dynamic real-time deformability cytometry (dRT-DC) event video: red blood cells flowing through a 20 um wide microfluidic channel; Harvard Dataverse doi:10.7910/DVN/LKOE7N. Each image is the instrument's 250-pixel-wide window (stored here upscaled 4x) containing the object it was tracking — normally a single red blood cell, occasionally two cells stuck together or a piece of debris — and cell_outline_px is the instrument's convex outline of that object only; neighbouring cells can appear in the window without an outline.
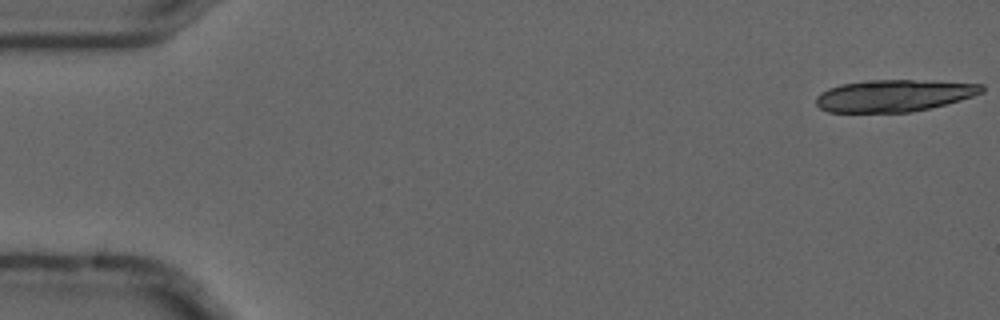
{"species": "common noctule bat (a hibernating species)", "species_latin": "Nyctalus noctula", "temperature_condition": "cold", "stored_images_in_passage": 5, "camera_frame_rate_fps": 3000, "um_per_image_px": 0.085, "animal": {"sex": "male", "forearm_length_mm": 52.5}, "frame": {"image": 1, "passage_image": 1, "time_ms": 0.0, "image_size_px": [1000, 320], "cell_outline_px": [[984, 92], [960, 100], [912, 112], [828, 112], [820, 108], [816, 104], [816, 96], [820, 92], [828, 88], [840, 84], [864, 80], [912, 80], [984, 84]], "centroid_in_image_um": [75.94, 8.12], "position_along_channel_um": 9.1, "area_um2": 30.81}}